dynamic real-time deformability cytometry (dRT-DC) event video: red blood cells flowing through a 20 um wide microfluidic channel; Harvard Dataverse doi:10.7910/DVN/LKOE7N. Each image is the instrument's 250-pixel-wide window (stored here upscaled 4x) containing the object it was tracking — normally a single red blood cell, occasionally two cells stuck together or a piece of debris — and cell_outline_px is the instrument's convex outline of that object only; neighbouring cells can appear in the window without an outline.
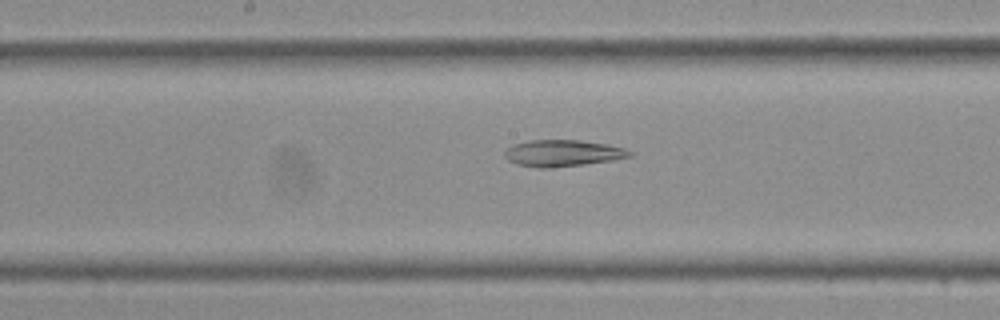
{"species": "Egyptian fruit bat (a non-hibernating species)", "species_latin": "Rousettus aegyptiacus", "temperature_condition": "cold", "stored_images_in_passage": 39, "camera_frame_rate_fps": 3000, "um_per_image_px": 0.085, "frame": {"image": 1, "passage_image": 20, "time_ms": 6.333, "image_size_px": [1000, 320], "cell_outline_px": [[632, 156], [612, 160], [584, 164], [548, 168], [536, 168], [516, 164], [508, 160], [504, 156], [504, 148], [512, 144], [528, 140], [580, 140], [604, 144], [624, 148], [632, 152]], "centroid_in_image_um": [47.75, 13.02], "position_along_channel_um": 200.5, "area_um2": 19.42}}
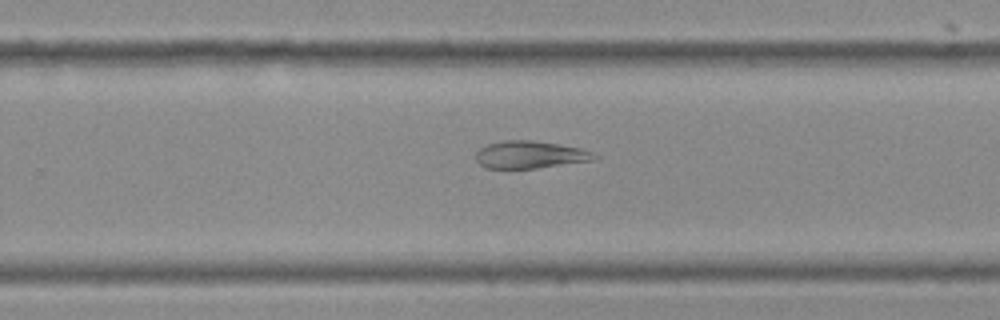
{"frame": {"image": 2, "passage_image": 25, "time_ms": 8.0, "image_size_px": [1000, 320], "cell_outline_px": [[600, 156], [592, 160], [536, 168], [488, 168], [480, 164], [476, 160], [476, 152], [480, 148], [488, 144], [504, 140], [532, 140], [584, 148]], "centroid_in_image_um": [45.07, 13.14], "position_along_channel_um": 284.7, "area_um2": 18.84}}
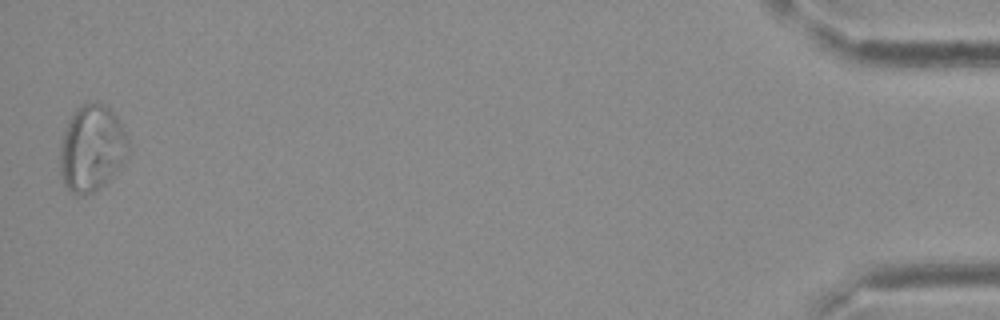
{"frame": {"image": 3, "passage_image": 39, "time_ms": 12.667, "image_size_px": [1000, 320], "cell_outline_px": [[128, 156], [112, 176], [104, 184], [92, 192], [84, 196], [80, 196], [72, 192], [64, 184], [60, 172], [60, 140], [64, 128], [68, 120], [76, 108], [84, 104], [104, 104], [116, 116], [128, 136]], "centroid_in_image_um": [7.78, 12.61], "position_along_channel_um": 427.4, "area_um2": 34.33}}